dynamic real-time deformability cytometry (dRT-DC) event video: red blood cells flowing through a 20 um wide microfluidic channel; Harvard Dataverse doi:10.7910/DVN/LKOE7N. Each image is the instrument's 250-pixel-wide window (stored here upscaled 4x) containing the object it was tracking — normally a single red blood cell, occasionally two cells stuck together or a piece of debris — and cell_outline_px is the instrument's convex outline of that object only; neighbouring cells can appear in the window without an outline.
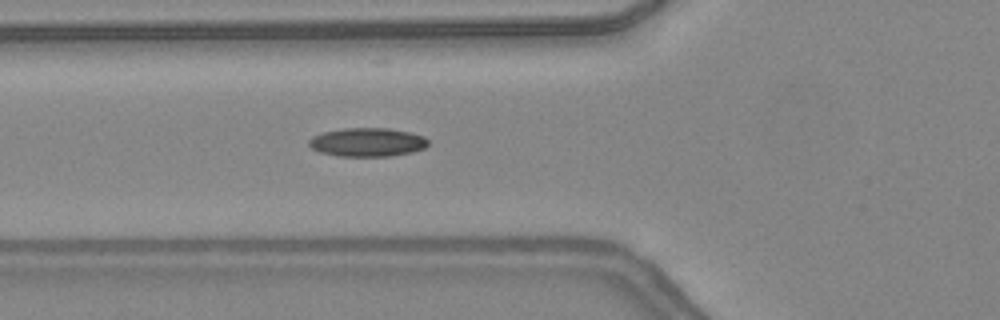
{"species": "common noctule bat (a hibernating species)", "species_latin": "Nyctalus noctula", "temperature_condition": "warm", "stored_images_in_passage": 43, "camera_frame_rate_fps": 3000, "um_per_image_px": 0.085, "animal": {"sex": "female", "body_mass_g": 24.6, "forearm_length_mm": 56.2}, "frame": {"image": 1, "passage_image": 14, "time_ms": 4.333, "image_size_px": [1000, 320], "cell_outline_px": [[428, 144], [424, 148], [412, 152], [392, 156], [340, 156], [320, 152], [312, 148], [308, 144], [308, 140], [312, 136], [324, 132], [344, 128], [388, 128], [408, 132], [424, 136], [428, 140]], "centroid_in_image_um": [31.22, 12.09], "position_along_channel_um": 94.6, "area_um2": 19.88}}
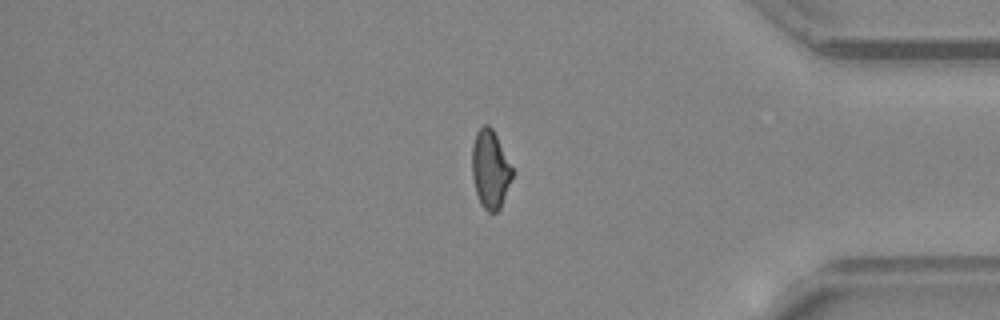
{"frame": {"image": 2, "passage_image": 36, "time_ms": 11.667, "image_size_px": [1000, 320], "cell_outline_px": [[512, 176], [500, 208], [496, 212], [488, 212], [480, 204], [476, 192], [472, 176], [472, 144], [476, 132], [484, 124], [488, 124], [492, 128], [512, 168]], "centroid_in_image_um": [41.64, 14.38], "position_along_channel_um": 393.6, "area_um2": 18.03}}
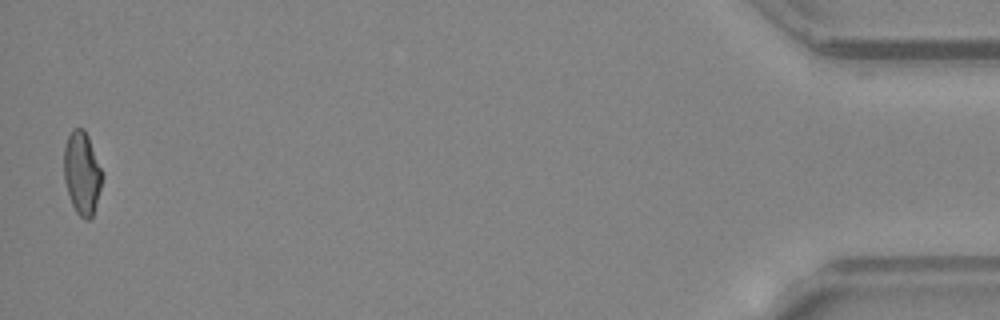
{"frame": {"image": 3, "passage_image": 43, "time_ms": 14.0, "image_size_px": [1000, 320], "cell_outline_px": [[104, 176], [96, 204], [92, 216], [88, 220], [84, 220], [76, 212], [72, 204], [64, 180], [64, 148], [68, 136], [72, 128], [84, 128], [88, 136]], "centroid_in_image_um": [6.97, 14.7], "position_along_channel_um": 428.2, "area_um2": 18.44}, "authors_computed_cell_mechanics": {"area_um2": 18.785, "velocity_mm_per_s": 4.4024, "shape_relaxation_time_tau1_ms": null, "shape_relaxation_time_tau2_ms": 3.8305, "deformation_change_tau1": null, "deformation_change_tau2": 0.1113}}